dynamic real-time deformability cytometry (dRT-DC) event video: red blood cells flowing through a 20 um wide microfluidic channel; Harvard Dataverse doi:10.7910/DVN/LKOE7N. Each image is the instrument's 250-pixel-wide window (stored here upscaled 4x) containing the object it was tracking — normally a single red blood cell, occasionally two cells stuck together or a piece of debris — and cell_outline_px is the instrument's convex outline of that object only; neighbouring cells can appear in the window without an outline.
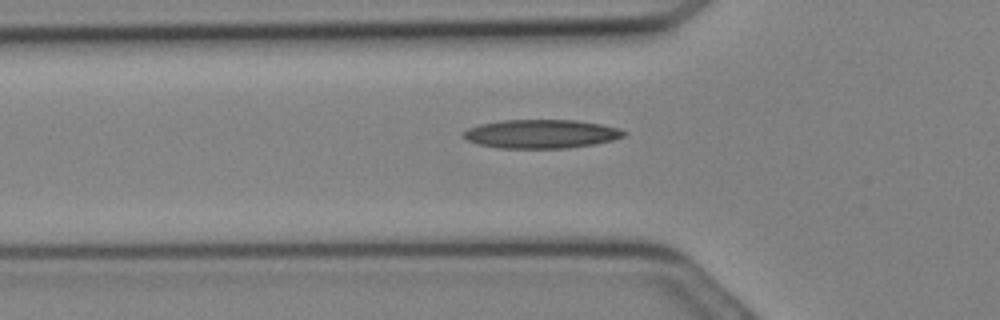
{"species": "Egyptian fruit bat (a non-hibernating species)", "species_latin": "Rousettus aegyptiacus", "temperature_condition": "cold", "stored_images_in_passage": 25, "camera_frame_rate_fps": 3000, "um_per_image_px": 0.085, "animal": {"sex": "female"}, "frame": {"image": 1, "passage_image": 4, "time_ms": 1.0, "image_size_px": [1000, 320], "cell_outline_px": [[628, 132], [624, 136], [612, 140], [596, 144], [568, 148], [500, 148], [476, 144], [468, 140], [460, 132], [468, 128], [480, 124], [500, 120], [576, 120], [600, 124], [620, 128]], "centroid_in_image_um": [46.0, 11.38], "position_along_channel_um": 79.8, "area_um2": 27.05}}
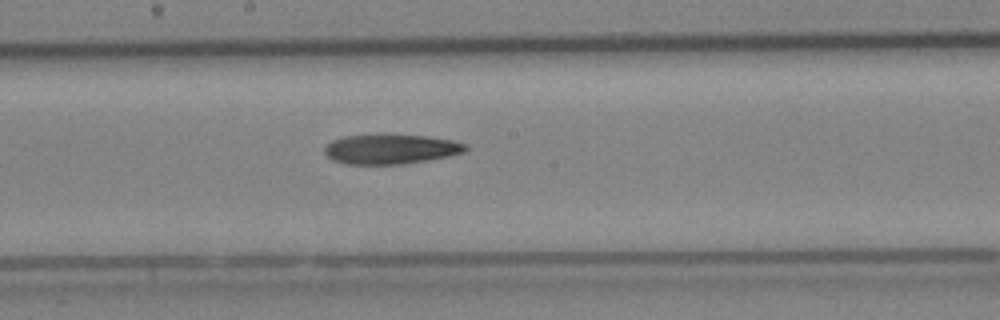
{"frame": {"image": 2, "passage_image": 10, "time_ms": 3.0, "image_size_px": [1000, 320], "cell_outline_px": [[468, 148], [464, 152], [448, 156], [404, 164], [348, 164], [332, 160], [324, 152], [324, 148], [332, 140], [344, 136], [428, 136], [452, 140], [468, 144]], "centroid_in_image_um": [33.23, 12.69], "position_along_channel_um": 215.0, "area_um2": 23.93}}
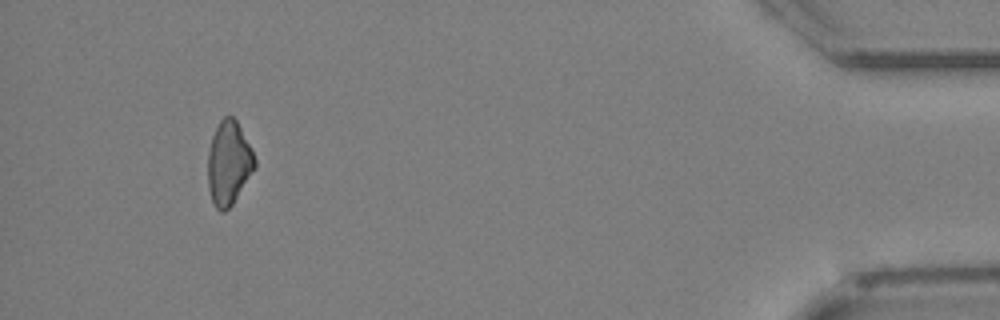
{"frame": {"image": 3, "passage_image": 22, "time_ms": 7.0, "image_size_px": [1000, 320], "cell_outline_px": [[256, 168], [232, 204], [224, 212], [220, 212], [216, 208], [212, 200], [208, 188], [208, 152], [212, 136], [220, 120], [224, 116], [232, 116], [236, 120], [252, 148], [256, 160]], "centroid_in_image_um": [19.45, 13.86], "position_along_channel_um": 415.7, "area_um2": 22.95}}